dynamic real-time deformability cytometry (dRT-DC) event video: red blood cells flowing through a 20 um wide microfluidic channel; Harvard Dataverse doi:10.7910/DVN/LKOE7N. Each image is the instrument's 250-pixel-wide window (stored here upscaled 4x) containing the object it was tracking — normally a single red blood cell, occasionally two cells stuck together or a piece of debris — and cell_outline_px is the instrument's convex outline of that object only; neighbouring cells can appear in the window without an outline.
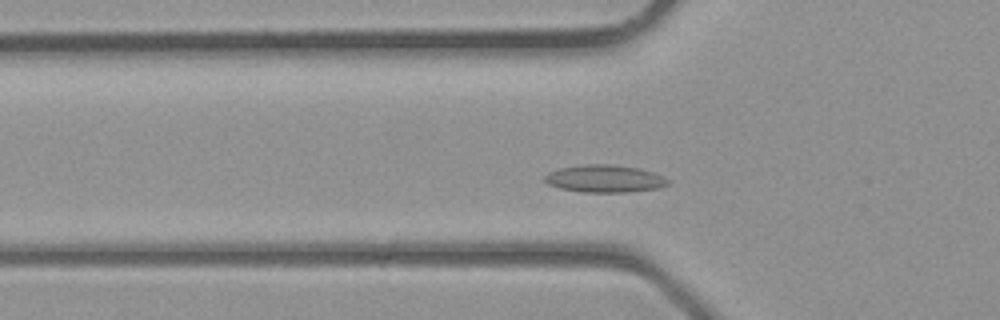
{"species": "common noctule bat (a hibernating species)", "species_latin": "Nyctalus noctula", "temperature_condition": "room temperature", "stored_images_in_passage": 33, "camera_frame_rate_fps": 3000, "um_per_image_px": 0.085, "animal": {"sex": "male", "body_mass_g": 23.1, "forearm_length_mm": 52.7}, "frame": {"image": 1, "passage_image": 6, "time_ms": 1.667, "image_size_px": [1000, 320], "cell_outline_px": [[672, 184], [660, 188], [628, 192], [580, 192], [560, 188], [548, 184], [544, 180], [544, 176], [548, 172], [560, 168], [588, 164], [612, 164], [640, 168], [664, 176], [672, 180]], "centroid_in_image_um": [51.46, 15.19], "position_along_channel_um": 74.3, "area_um2": 20.0}}
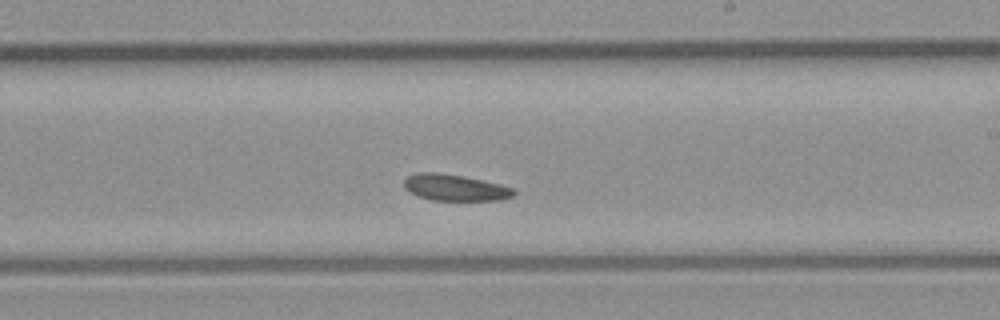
{"frame": {"image": 2, "passage_image": 16, "time_ms": 5.0, "image_size_px": [1000, 320], "cell_outline_px": [[516, 196], [500, 200], [432, 200], [416, 196], [408, 192], [404, 188], [404, 180], [408, 176], [416, 172], [440, 172], [500, 184], [516, 188]], "centroid_in_image_um": [38.67, 15.95], "position_along_channel_um": 250.3, "area_um2": 17.05}}
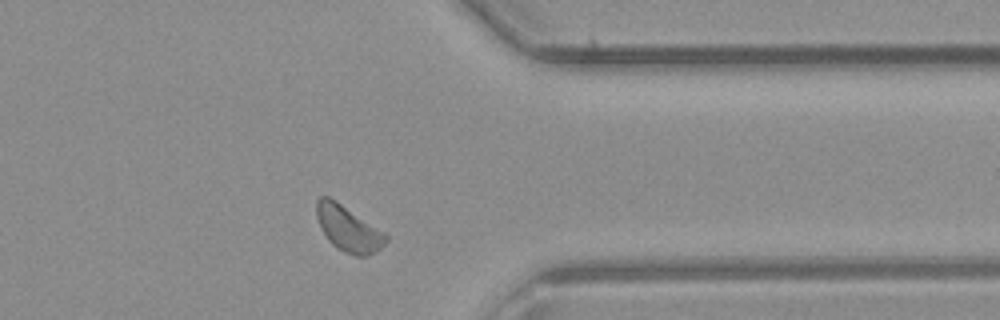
{"frame": {"image": 3, "passage_image": 24, "time_ms": 7.667, "image_size_px": [1000, 320], "cell_outline_px": [[388, 240], [376, 252], [368, 256], [356, 256], [344, 252], [336, 248], [328, 240], [320, 228], [316, 216], [316, 200], [320, 196], [328, 196], [336, 200], [384, 232], [388, 236]], "centroid_in_image_um": [29.58, 19.44], "position_along_channel_um": 381.8, "area_um2": 18.55}}